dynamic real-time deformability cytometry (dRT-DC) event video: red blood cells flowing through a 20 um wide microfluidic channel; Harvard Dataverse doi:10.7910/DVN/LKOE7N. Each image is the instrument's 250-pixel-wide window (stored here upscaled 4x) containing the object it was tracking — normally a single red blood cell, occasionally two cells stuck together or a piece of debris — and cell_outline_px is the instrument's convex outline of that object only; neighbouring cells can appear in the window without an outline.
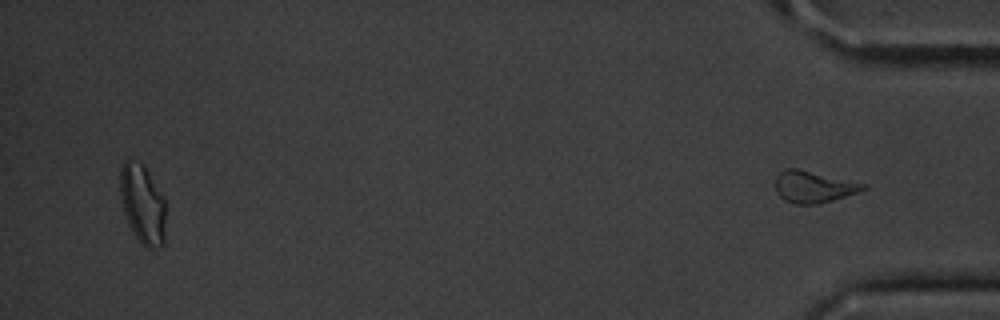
{"species": "common noctule bat (a hibernating species)", "species_latin": "Nyctalus noctula", "temperature_condition": "cold", "stored_images_in_passage": 53, "segment_of_instrument_passage": [2, 2], "camera_frame_rate_fps": 3000, "um_per_image_px": 0.085, "animal": {"sex": "male", "body_mass_g": 20.1, "forearm_length_mm": 53.5}, "frame": {"image": 1, "passage_image": 53, "time_ms": 17.333, "image_size_px": [1000, 320], "cell_outline_px": [[868, 188], [860, 192], [832, 200], [816, 204], [792, 204], [784, 200], [776, 192], [776, 176], [784, 168], [796, 168], [868, 184]], "centroid_in_image_um": [69.16, 15.88], "position_along_channel_um": 366.0, "area_um2": 16.3}}